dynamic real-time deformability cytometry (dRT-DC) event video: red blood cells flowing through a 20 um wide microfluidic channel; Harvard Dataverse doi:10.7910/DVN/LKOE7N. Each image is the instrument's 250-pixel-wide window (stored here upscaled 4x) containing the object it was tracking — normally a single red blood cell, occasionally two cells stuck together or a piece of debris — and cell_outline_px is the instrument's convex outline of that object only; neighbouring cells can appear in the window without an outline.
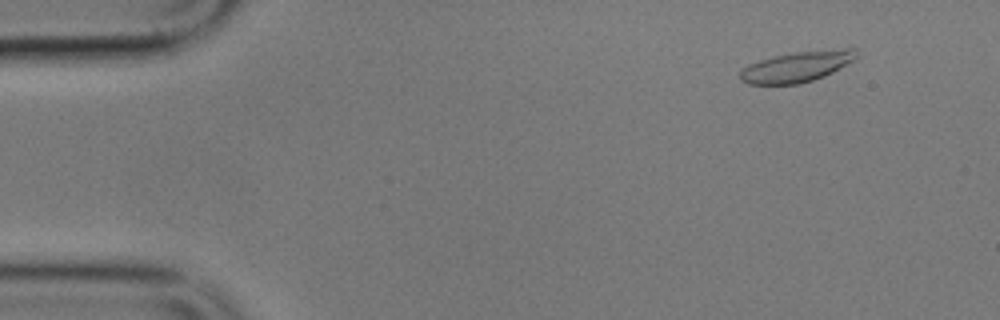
{"species": "common noctule bat (a hibernating species)", "species_latin": "Nyctalus noctula", "temperature_condition": "cold", "stored_images_in_passage": 6, "camera_frame_rate_fps": 3000, "um_per_image_px": 0.085, "animal": {"sex": "male", "body_mass_g": 17.9}, "frame": {"image": 1, "passage_image": 2, "time_ms": 1.0, "image_size_px": [1000, 320], "cell_outline_px": [[856, 56], [852, 60], [832, 72], [824, 76], [800, 84], [748, 84], [740, 80], [740, 68], [748, 64], [760, 60], [776, 56], [796, 52], [844, 48], [856, 48]], "centroid_in_image_um": [67.68, 5.68], "position_along_channel_um": 17.3, "area_um2": 20.46}}
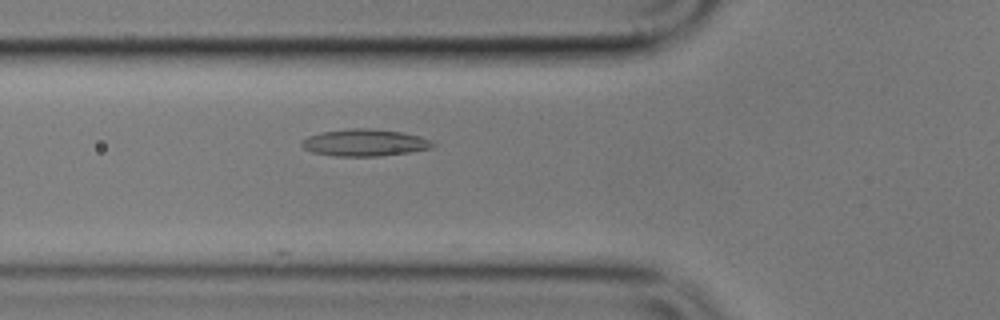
{"frame": {"image": 2, "passage_image": 6, "time_ms": 6.0, "image_size_px": [1000, 320], "cell_outline_px": [[436, 144], [432, 148], [408, 152], [380, 156], [336, 156], [312, 152], [304, 148], [300, 144], [300, 140], [308, 136], [320, 132], [352, 128], [372, 128], [400, 132], [420, 136], [432, 140]], "centroid_in_image_um": [30.99, 12.12], "position_along_channel_um": 94.8, "area_um2": 20.69}}